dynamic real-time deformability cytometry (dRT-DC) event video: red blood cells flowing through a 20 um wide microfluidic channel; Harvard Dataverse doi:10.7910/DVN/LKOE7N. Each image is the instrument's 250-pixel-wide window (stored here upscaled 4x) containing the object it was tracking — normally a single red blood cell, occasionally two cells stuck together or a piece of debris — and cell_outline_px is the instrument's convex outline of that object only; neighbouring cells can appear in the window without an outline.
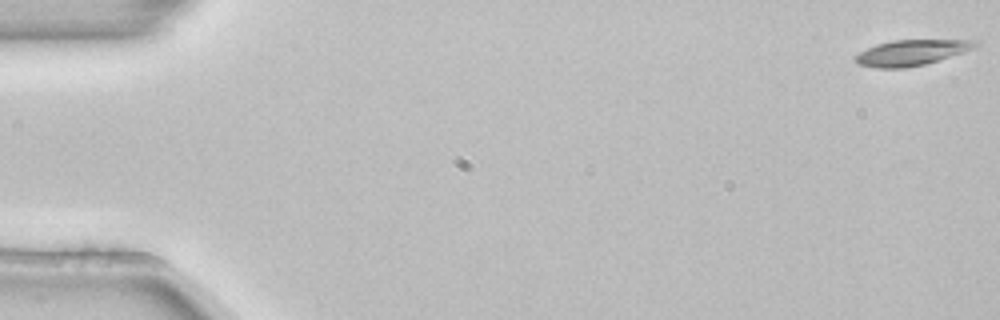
{"species": "common noctule bat (a hibernating species)", "species_latin": "Nyctalus noctula", "temperature_condition": "room temperature", "stored_images_in_passage": 6, "camera_frame_rate_fps": 3000, "um_per_image_px": 0.085, "animal": {"sex": "female", "body_mass_g": 22.7, "forearm_length_mm": 54.2}, "frame": {"image": 1, "passage_image": 1, "time_ms": 0.0, "image_size_px": [1000, 320], "cell_outline_px": [[980, 44], [972, 48], [924, 64], [904, 68], [876, 68], [856, 64], [852, 56], [876, 44], [892, 40], [980, 40]], "centroid_in_image_um": [77.38, 4.47], "position_along_channel_um": 7.6, "area_um2": 17.69}}
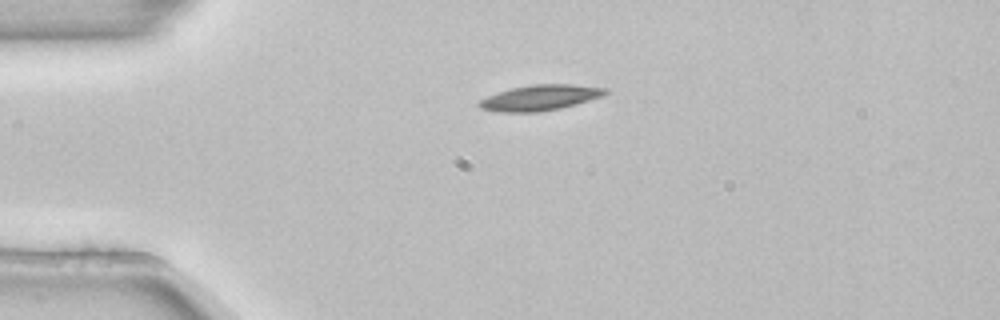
{"frame": {"image": 2, "passage_image": 4, "time_ms": 1.0, "image_size_px": [1000, 320], "cell_outline_px": [[608, 92], [604, 96], [576, 104], [560, 108], [540, 112], [500, 112], [480, 108], [476, 104], [480, 100], [488, 96], [512, 88], [532, 84], [572, 84], [608, 88]], "centroid_in_image_um": [45.94, 8.3], "position_along_channel_um": 39.1, "area_um2": 18.79}}